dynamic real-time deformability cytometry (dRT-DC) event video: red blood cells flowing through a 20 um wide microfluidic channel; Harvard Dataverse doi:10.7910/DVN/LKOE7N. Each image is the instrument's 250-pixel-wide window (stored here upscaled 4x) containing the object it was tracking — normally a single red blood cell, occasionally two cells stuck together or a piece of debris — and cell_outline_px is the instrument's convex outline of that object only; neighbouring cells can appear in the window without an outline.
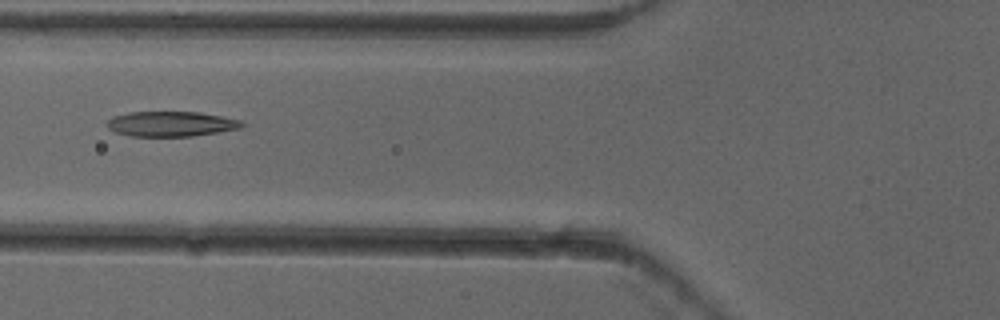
{"species": "common noctule bat (a hibernating species)", "species_latin": "Nyctalus noctula", "temperature_condition": "cold", "stored_images_in_passage": 4, "camera_frame_rate_fps": 3000, "um_per_image_px": 0.085, "animal": {"sex": "female"}, "frame": {"image": 1, "passage_image": 3, "time_ms": 0.667, "image_size_px": [1000, 320], "cell_outline_px": [[244, 124], [240, 128], [192, 136], [128, 136], [116, 132], [108, 128], [104, 124], [112, 116], [128, 112], [196, 112], [220, 116], [240, 120]], "centroid_in_image_um": [14.46, 10.53], "position_along_channel_um": 111.3, "area_um2": 19.59}}
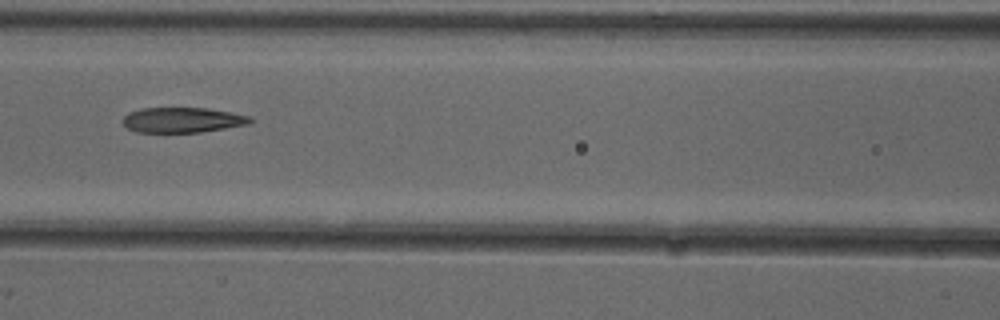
{"frame": {"image": 2, "passage_image": 4, "time_ms": 1.0, "image_size_px": [1000, 320], "cell_outline_px": [[256, 120], [252, 124], [200, 132], [136, 132], [128, 128], [120, 120], [128, 112], [140, 108], [204, 108], [232, 112], [252, 116]], "centroid_in_image_um": [15.56, 10.19], "position_along_channel_um": 151.0, "area_um2": 19.02}}